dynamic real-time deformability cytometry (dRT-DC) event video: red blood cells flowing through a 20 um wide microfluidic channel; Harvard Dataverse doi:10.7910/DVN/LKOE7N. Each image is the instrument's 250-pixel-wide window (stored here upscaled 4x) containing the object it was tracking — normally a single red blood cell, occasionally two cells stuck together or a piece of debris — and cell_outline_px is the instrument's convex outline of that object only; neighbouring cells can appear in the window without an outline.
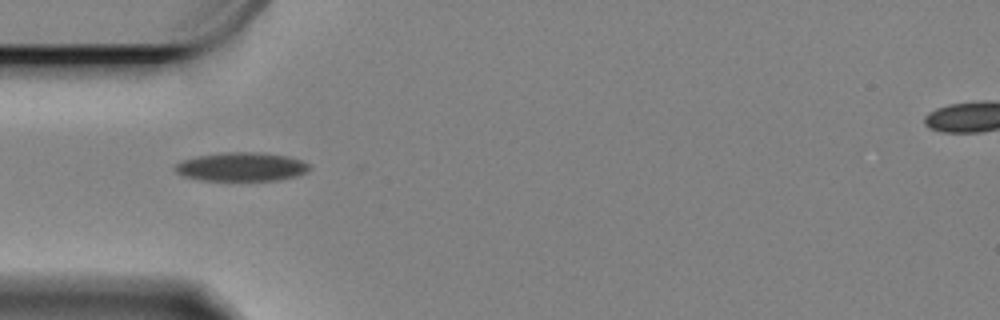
{"species": "Egyptian fruit bat (a non-hibernating species)", "species_latin": "Rousettus aegyptiacus", "temperature_condition": "cold", "stored_images_in_passage": 40, "camera_frame_rate_fps": 3000, "um_per_image_px": 0.085, "animal": {"sex": "female"}, "frame": {"image": 1, "passage_image": 1, "time_ms": 0.0, "image_size_px": [1000, 320], "cell_outline_px": [[312, 168], [308, 172], [296, 176], [280, 180], [200, 180], [180, 176], [172, 168], [176, 164], [184, 160], [196, 156], [220, 152], [256, 152], [288, 156], [300, 160], [308, 164]], "centroid_in_image_um": [20.5, 14.18], "position_along_channel_um": 64.5, "area_um2": 22.72}}
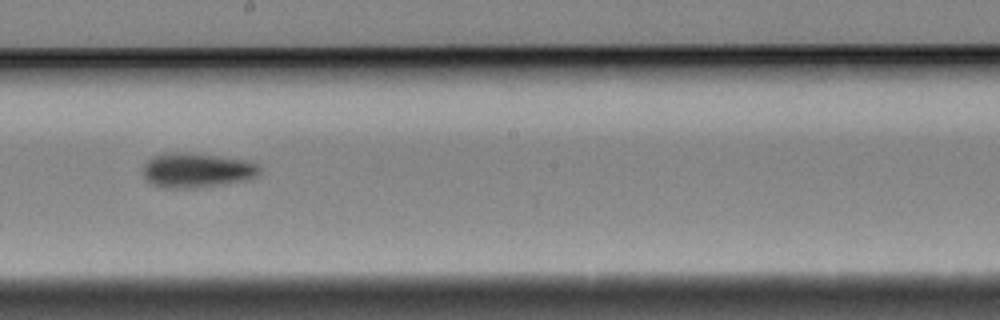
{"frame": {"image": 2, "passage_image": 16, "time_ms": 5.0, "image_size_px": [1000, 320], "cell_outline_px": [[260, 172], [252, 180], [196, 188], [160, 188], [152, 184], [144, 176], [144, 164], [152, 156], [172, 152], [212, 156], [244, 160], [256, 164], [260, 168]], "centroid_in_image_um": [16.73, 14.51], "position_along_channel_um": 231.5, "area_um2": 23.29}}
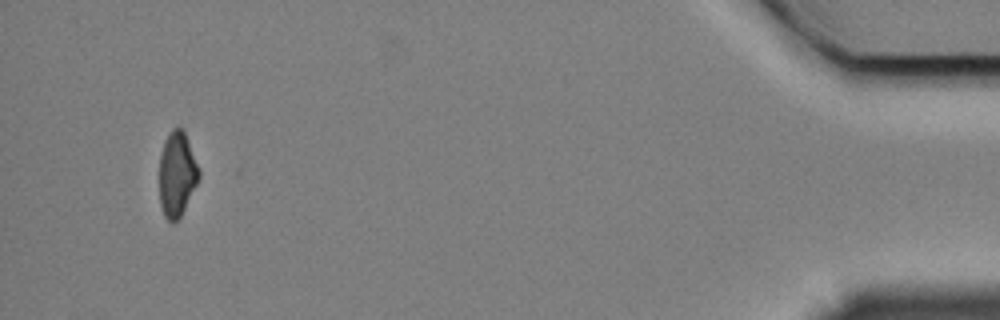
{"frame": {"image": 3, "passage_image": 40, "time_ms": 13.0, "image_size_px": [1000, 320], "cell_outline_px": [[200, 176], [180, 216], [172, 224], [164, 216], [160, 204], [160, 156], [164, 140], [172, 128], [176, 124], [184, 128], [200, 168]], "centroid_in_image_um": [15.05, 14.72], "position_along_channel_um": 420.2, "area_um2": 19.77}, "authors_computed_cell_mechanics": {"area_um2": 22.0218, "velocity_mm_per_s": 3.3286, "shape_relaxation_time_tau1_ms": 5.6093, "shape_relaxation_time_tau2_ms": null, "deformation_change_tau1": 0.1282, "deformation_change_tau2": null}}